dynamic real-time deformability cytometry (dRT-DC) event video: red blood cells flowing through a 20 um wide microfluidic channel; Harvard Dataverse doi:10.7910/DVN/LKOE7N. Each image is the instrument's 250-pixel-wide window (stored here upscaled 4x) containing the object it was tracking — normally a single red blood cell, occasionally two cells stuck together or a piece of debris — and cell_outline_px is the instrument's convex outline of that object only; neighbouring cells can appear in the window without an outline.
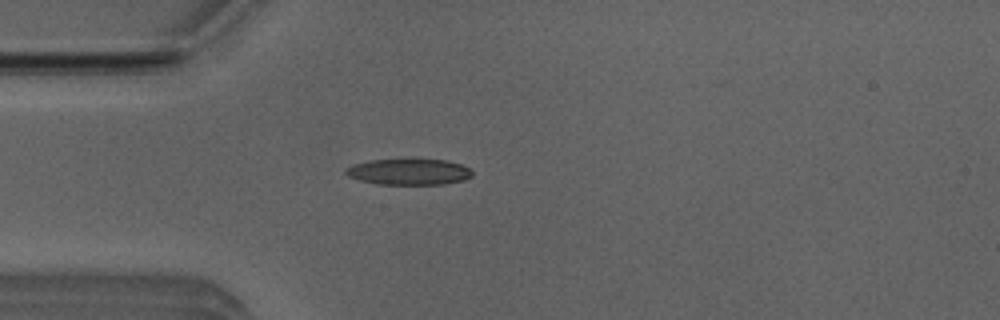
{"species": "Egyptian fruit bat (a non-hibernating species)", "species_latin": "Rousettus aegyptiacus", "temperature_condition": "room temperature", "stored_images_in_passage": 3, "camera_frame_rate_fps": 3000, "um_per_image_px": 0.085, "animal": {"sex": "male"}, "frame": {"image": 1, "passage_image": 3, "time_ms": 0.667, "image_size_px": [1000, 320], "cell_outline_px": [[472, 176], [464, 180], [444, 184], [376, 184], [360, 180], [348, 176], [344, 172], [344, 168], [352, 164], [368, 160], [412, 156], [448, 160], [460, 164], [468, 168], [472, 172]], "centroid_in_image_um": [34.72, 14.54], "position_along_channel_um": 50.3, "area_um2": 20.29}}